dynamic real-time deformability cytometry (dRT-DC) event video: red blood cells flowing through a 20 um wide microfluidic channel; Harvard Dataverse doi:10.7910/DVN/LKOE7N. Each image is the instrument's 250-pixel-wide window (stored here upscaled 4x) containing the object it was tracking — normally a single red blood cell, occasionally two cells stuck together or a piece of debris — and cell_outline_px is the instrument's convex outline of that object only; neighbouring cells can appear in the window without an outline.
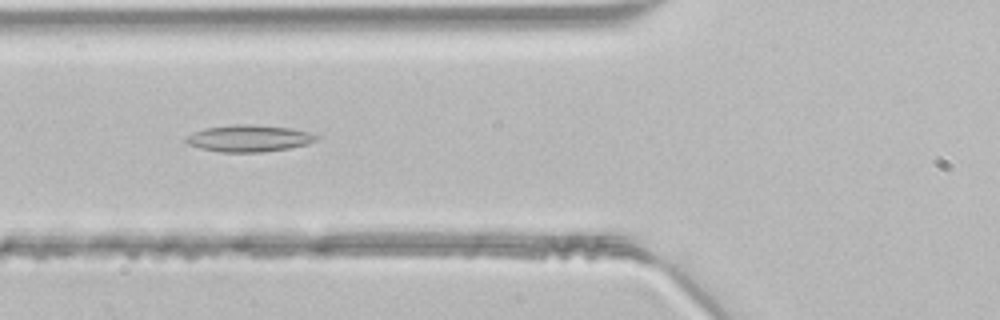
{"species": "common noctule bat (a hibernating species)", "species_latin": "Nyctalus noctula", "temperature_condition": "room temperature", "stored_images_in_passage": 37, "camera_frame_rate_fps": 3000, "um_per_image_px": 0.085, "animal": {"sex": "male", "body_mass_g": 21.5, "forearm_length_mm": 52.0}, "frame": {"image": 1, "passage_image": 17, "time_ms": 5.333, "image_size_px": [1000, 320], "cell_outline_px": [[320, 140], [308, 144], [288, 148], [260, 152], [220, 152], [200, 148], [188, 144], [184, 140], [184, 136], [192, 132], [204, 128], [232, 124], [248, 124], [288, 128], [308, 132], [320, 136]], "centroid_in_image_um": [21.13, 11.76], "position_along_channel_um": 104.7, "area_um2": 20.46}}
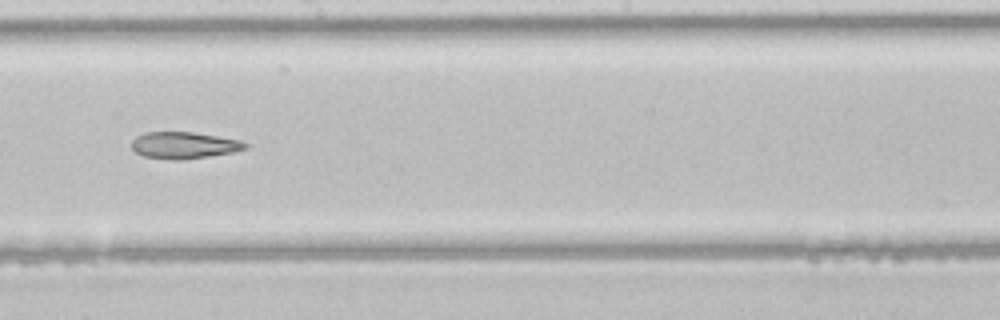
{"frame": {"image": 2, "passage_image": 26, "time_ms": 8.333, "image_size_px": [1000, 320], "cell_outline_px": [[248, 148], [232, 152], [184, 160], [172, 160], [144, 156], [136, 152], [132, 148], [132, 140], [136, 136], [144, 132], [192, 132], [240, 140], [248, 144]], "centroid_in_image_um": [15.63, 12.35], "position_along_channel_um": 232.6, "area_um2": 17.63}}
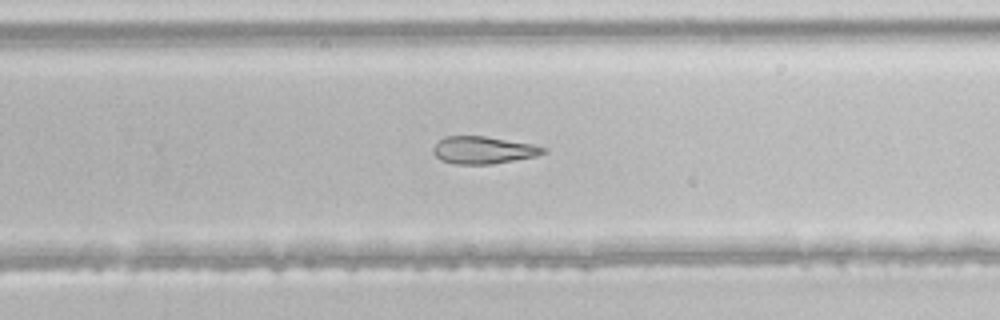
{"frame": {"image": 3, "passage_image": 30, "time_ms": 9.667, "image_size_px": [1000, 320], "cell_outline_px": [[548, 152], [536, 156], [492, 164], [456, 164], [440, 160], [432, 152], [432, 148], [444, 136], [484, 136], [532, 144], [548, 148]], "centroid_in_image_um": [41.09, 12.76], "position_along_channel_um": 288.7, "area_um2": 17.57}}